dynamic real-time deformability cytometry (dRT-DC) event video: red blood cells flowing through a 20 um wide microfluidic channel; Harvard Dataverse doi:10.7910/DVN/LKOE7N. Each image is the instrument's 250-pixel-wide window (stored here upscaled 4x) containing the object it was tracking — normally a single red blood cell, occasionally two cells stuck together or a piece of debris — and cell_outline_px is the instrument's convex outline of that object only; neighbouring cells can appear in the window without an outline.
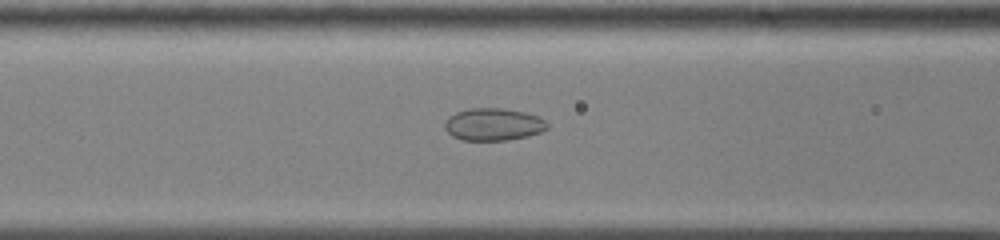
{"species": "common noctule bat (a hibernating species)", "species_latin": "Nyctalus noctula", "temperature_condition": "cold", "stored_images_in_passage": 41, "camera_frame_rate_fps": 3000, "um_per_image_px": 0.085, "animal": {"sex": "male", "body_mass_g": 13.0, "forearm_length_mm": 53.1}, "frame": {"image": 1, "passage_image": 8, "time_ms": 2.333, "image_size_px": [1000, 240], "cell_outline_px": [[548, 128], [540, 132], [528, 136], [508, 140], [460, 140], [452, 136], [444, 128], [444, 124], [448, 116], [456, 112], [472, 108], [504, 108], [524, 112], [536, 116], [544, 120], [548, 124]], "centroid_in_image_um": [41.91, 10.57], "position_along_channel_um": 124.7, "area_um2": 19.36}}
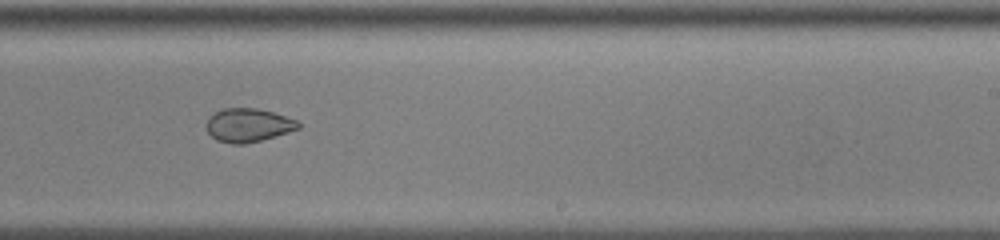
{"frame": {"image": 2, "passage_image": 20, "time_ms": 6.333, "image_size_px": [1000, 240], "cell_outline_px": [[300, 128], [288, 132], [260, 140], [244, 144], [232, 144], [216, 140], [208, 132], [208, 120], [216, 112], [224, 108], [256, 108], [272, 112], [296, 120], [300, 124]], "centroid_in_image_um": [21.11, 10.64], "position_along_channel_um": 267.9, "area_um2": 17.57}}
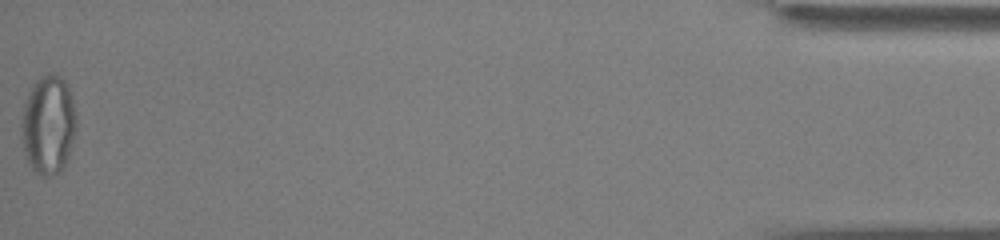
{"frame": {"image": 3, "passage_image": 41, "time_ms": 13.333, "image_size_px": [1000, 240], "cell_outline_px": [[76, 128], [72, 144], [64, 168], [60, 172], [52, 176], [40, 176], [32, 168], [24, 152], [20, 128], [20, 124], [24, 104], [28, 92], [36, 80], [40, 76], [60, 76], [64, 80], [72, 96], [76, 112]], "centroid_in_image_um": [4.1, 10.64], "position_along_channel_um": 431.1, "area_um2": 31.73}, "authors_computed_cell_mechanics": {"area_um2": 20.23, "velocity_mm_per_s": 3.5877, "shape_relaxation_time_tau1_ms": null, "shape_relaxation_time_tau2_ms": 1.4322, "deformation_change_tau1": null, "deformation_change_tau2": 0.039}}